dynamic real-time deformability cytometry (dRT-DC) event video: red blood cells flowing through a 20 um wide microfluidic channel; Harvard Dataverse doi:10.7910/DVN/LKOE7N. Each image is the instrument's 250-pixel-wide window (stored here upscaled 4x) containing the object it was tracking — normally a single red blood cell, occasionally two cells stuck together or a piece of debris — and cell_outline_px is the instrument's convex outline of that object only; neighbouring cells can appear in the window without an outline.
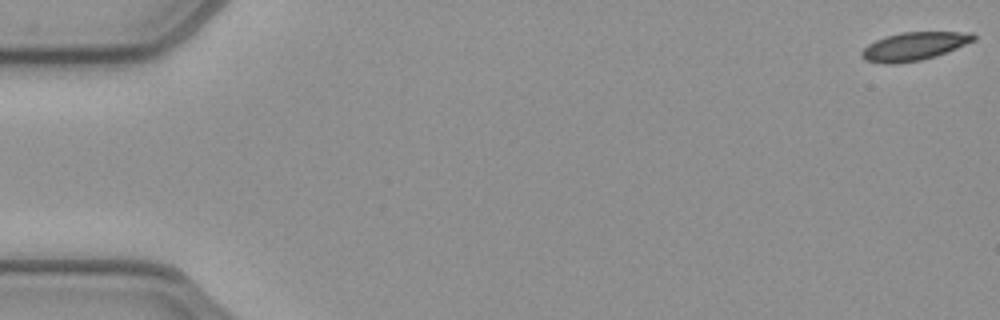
{"species": "common noctule bat (a hibernating species)", "species_latin": "Nyctalus noctula", "temperature_condition": "cold", "stored_images_in_passage": 53, "camera_frame_rate_fps": 3000, "um_per_image_px": 0.085, "animal": {"sex": "female", "body_mass_g": 21.9}, "frame": {"image": 1, "passage_image": 1, "time_ms": 0.0, "image_size_px": [1000, 320], "cell_outline_px": [[976, 40], [936, 56], [920, 60], [896, 64], [884, 64], [864, 60], [860, 56], [860, 52], [868, 44], [884, 36], [904, 32], [972, 32], [976, 36]], "centroid_in_image_um": [77.67, 3.94], "position_along_channel_um": 7.3, "area_um2": 18.5}}
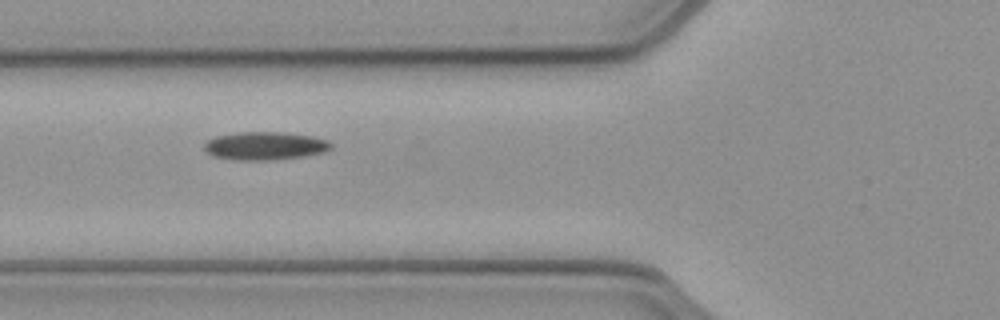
{"frame": {"image": 2, "passage_image": 20, "time_ms": 6.333, "image_size_px": [1000, 320], "cell_outline_px": [[332, 148], [324, 152], [304, 156], [268, 160], [236, 160], [212, 156], [204, 148], [204, 144], [208, 140], [216, 136], [240, 132], [284, 132], [312, 136], [328, 140], [332, 144]], "centroid_in_image_um": [22.54, 12.39], "position_along_channel_um": 103.3, "area_um2": 20.75}}
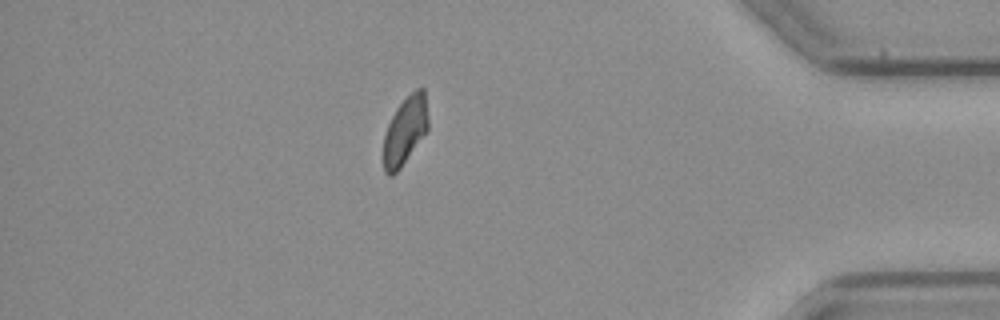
{"frame": {"image": 3, "passage_image": 46, "time_ms": 15.0, "image_size_px": [1000, 320], "cell_outline_px": [[428, 128], [400, 168], [392, 176], [388, 176], [384, 172], [384, 136], [388, 124], [396, 108], [416, 88], [424, 88], [428, 120]], "centroid_in_image_um": [34.42, 11.1], "position_along_channel_um": 400.8, "area_um2": 17.28}}